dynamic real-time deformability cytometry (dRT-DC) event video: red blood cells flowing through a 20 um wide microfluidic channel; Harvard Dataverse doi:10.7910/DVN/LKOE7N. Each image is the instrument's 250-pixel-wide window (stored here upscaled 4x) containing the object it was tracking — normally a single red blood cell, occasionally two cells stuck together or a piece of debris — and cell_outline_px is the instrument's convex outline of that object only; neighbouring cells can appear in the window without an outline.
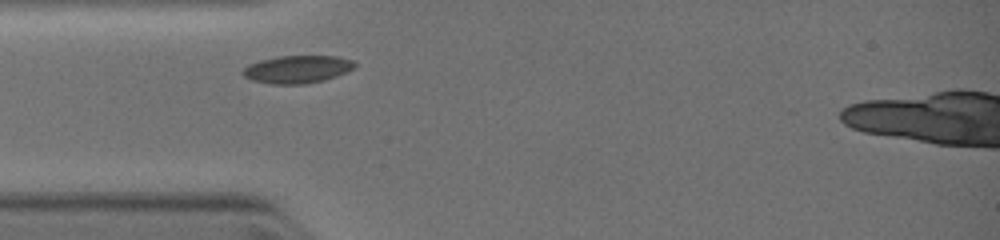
{"species": "common noctule bat (a hibernating species)", "species_latin": "Nyctalus noctula", "temperature_condition": "warm", "stored_images_in_passage": 12, "camera_frame_rate_fps": 3000, "um_per_image_px": 0.085, "animal": {"sex": "female", "body_mass_g": 19.0, "forearm_length_mm": 51.5}, "frame": {"image": 1, "passage_image": 1, "time_ms": 0.0, "image_size_px": [1000, 240], "cell_outline_px": [[356, 68], [348, 72], [324, 80], [304, 84], [268, 84], [252, 80], [244, 76], [240, 72], [248, 64], [260, 60], [280, 56], [336, 56], [352, 60], [356, 64]], "centroid_in_image_um": [25.27, 5.89], "position_along_channel_um": 59.7, "area_um2": 18.21}}
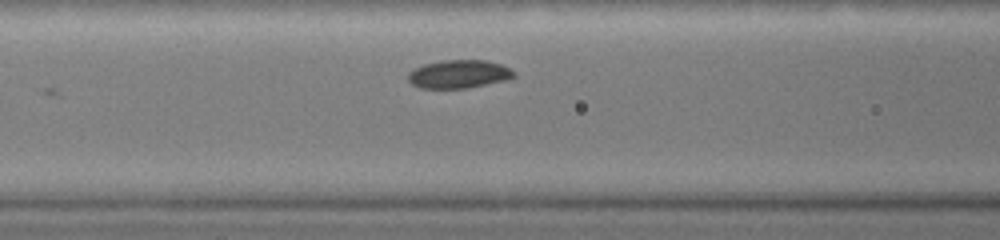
{"frame": {"image": 2, "passage_image": 4, "time_ms": 1.333, "image_size_px": [1000, 240], "cell_outline_px": [[516, 76], [508, 80], [468, 88], [420, 88], [412, 84], [408, 80], [408, 72], [424, 64], [444, 60], [484, 60], [500, 64], [516, 72]], "centroid_in_image_um": [39.02, 6.3], "position_along_channel_um": 127.6, "area_um2": 17.46}}
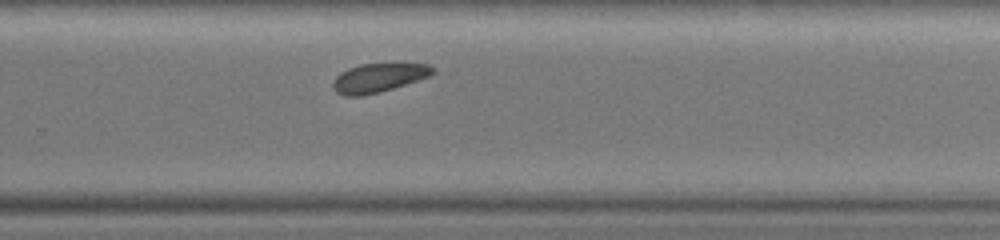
{"frame": {"image": 3, "passage_image": 12, "time_ms": 4.667, "image_size_px": [1000, 240], "cell_outline_px": [[436, 72], [428, 76], [380, 92], [364, 96], [344, 96], [336, 92], [332, 88], [332, 84], [336, 76], [340, 72], [348, 68], [360, 64], [428, 64], [436, 68]], "centroid_in_image_um": [32.13, 6.62], "position_along_channel_um": 297.7, "area_um2": 16.7}}